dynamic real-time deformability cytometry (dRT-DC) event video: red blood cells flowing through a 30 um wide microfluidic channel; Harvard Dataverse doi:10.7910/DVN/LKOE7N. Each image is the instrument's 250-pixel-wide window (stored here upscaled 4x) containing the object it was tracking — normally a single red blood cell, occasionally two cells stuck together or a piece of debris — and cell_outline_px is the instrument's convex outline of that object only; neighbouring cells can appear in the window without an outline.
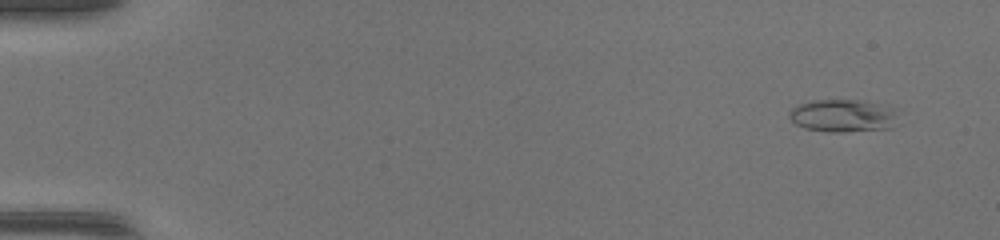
{"species": "common noctule bat (a hibernating species)", "species_latin": "Nyctalus noctula", "temperature_condition": "warm", "stored_images_in_passage": 45, "camera_frame_rate_fps": 3000, "um_per_image_px": 0.085, "animal": {"sex": "female", "body_mass_g": 17.0, "forearm_length_mm": 48.0}, "frame": {"image": 1, "passage_image": 1, "time_ms": 0.0, "image_size_px": [1000, 240], "cell_outline_px": [[888, 116], [884, 128], [840, 132], [808, 128], [796, 124], [792, 120], [792, 112], [796, 108], [804, 104], [820, 100], [856, 100], [872, 104]], "centroid_in_image_um": [71.36, 9.85], "position_along_channel_um": 13.6, "area_um2": 17.74}}
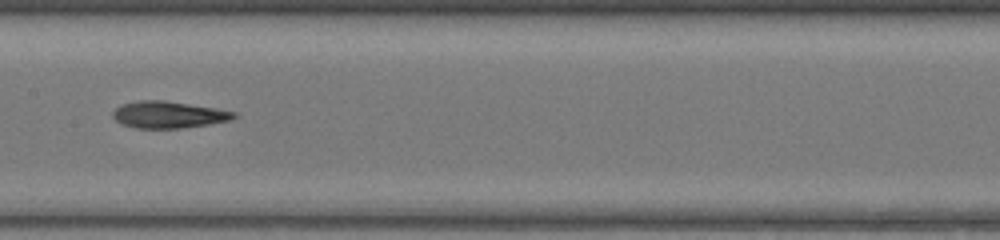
{"frame": {"image": 2, "passage_image": 23, "time_ms": 7.333, "image_size_px": [1000, 240], "cell_outline_px": [[236, 116], [228, 120], [208, 124], [180, 128], [136, 128], [124, 124], [116, 120], [112, 116], [112, 112], [116, 108], [124, 104], [140, 100], [164, 100], [236, 112]], "centroid_in_image_um": [14.28, 9.75], "position_along_channel_um": 193.1, "area_um2": 18.44}}
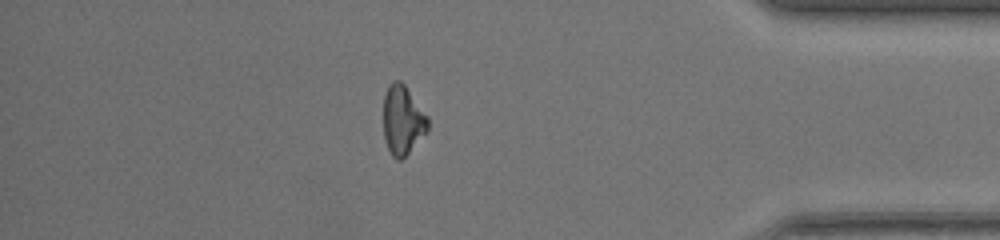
{"frame": {"image": 3, "passage_image": 39, "time_ms": 12.667, "image_size_px": [1000, 240], "cell_outline_px": [[428, 132], [400, 160], [396, 160], [392, 156], [388, 148], [384, 136], [384, 96], [388, 84], [392, 80], [400, 80], [404, 84], [428, 116]], "centroid_in_image_um": [34.23, 10.19], "position_along_channel_um": 401.0, "area_um2": 17.92}}